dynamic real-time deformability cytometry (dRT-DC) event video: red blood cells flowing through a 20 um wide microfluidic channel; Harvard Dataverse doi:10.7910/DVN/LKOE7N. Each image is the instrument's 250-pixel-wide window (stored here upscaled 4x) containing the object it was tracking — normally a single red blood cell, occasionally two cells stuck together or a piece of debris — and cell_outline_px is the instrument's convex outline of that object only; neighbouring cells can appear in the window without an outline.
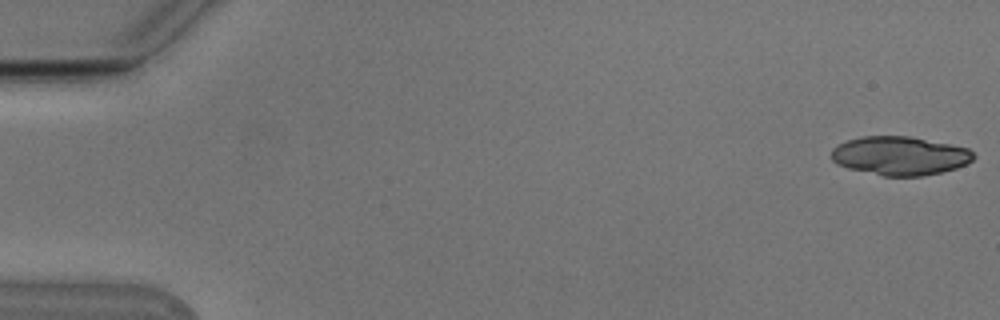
{"species": "Egyptian fruit bat (a non-hibernating species)", "species_latin": "Rousettus aegyptiacus", "temperature_condition": "cold", "stored_images_in_passage": 16, "camera_frame_rate_fps": 3000, "um_per_image_px": 0.085, "animal": {"sex": "male"}, "frame": {"image": 1, "passage_image": 1, "time_ms": 0.0, "image_size_px": [1000, 320], "cell_outline_px": [[976, 156], [968, 164], [956, 168], [924, 176], [884, 176], [848, 168], [836, 164], [828, 156], [832, 148], [848, 140], [860, 136], [908, 136], [968, 148]], "centroid_in_image_um": [76.46, 13.24], "position_along_channel_um": 8.5, "area_um2": 32.14}}